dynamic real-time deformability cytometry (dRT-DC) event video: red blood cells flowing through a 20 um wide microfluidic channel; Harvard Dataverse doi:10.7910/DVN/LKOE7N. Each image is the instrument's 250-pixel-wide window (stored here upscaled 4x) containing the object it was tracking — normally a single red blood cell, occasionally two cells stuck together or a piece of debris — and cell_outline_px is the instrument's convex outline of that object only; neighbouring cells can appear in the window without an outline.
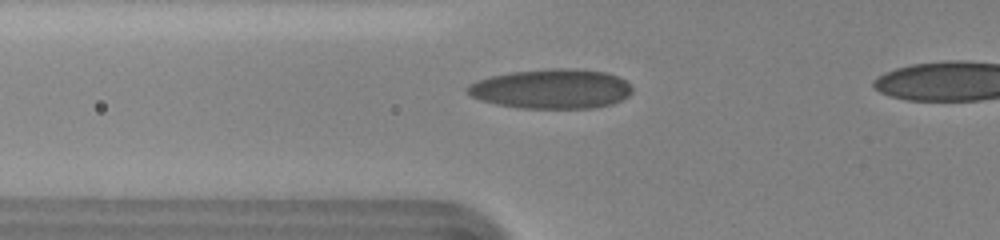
{"species": "human", "species_latin": "Homo sapiens", "temperature_condition": "cold", "stored_images_in_passage": 43, "camera_frame_rate_fps": 3000, "um_per_image_px": 0.085, "donor": {"sex": "female"}, "frame": {"image": 1, "passage_image": 12, "time_ms": 3.667, "image_size_px": [1000, 240], "cell_outline_px": [[632, 92], [628, 96], [612, 104], [592, 108], [520, 108], [496, 104], [480, 100], [472, 96], [464, 88], [468, 84], [492, 76], [512, 72], [548, 68], [576, 68], [604, 72], [616, 76], [632, 84]], "centroid_in_image_um": [46.89, 7.55], "position_along_channel_um": 78.9, "area_um2": 38.09}}
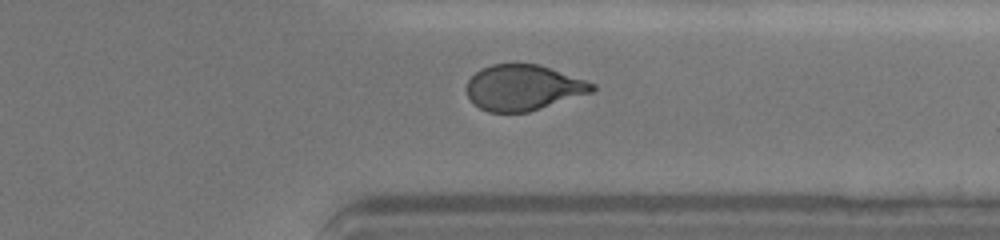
{"frame": {"image": 2, "passage_image": 36, "time_ms": 11.667, "image_size_px": [1000, 240], "cell_outline_px": [[596, 88], [592, 92], [528, 112], [488, 112], [480, 108], [468, 96], [464, 88], [468, 80], [476, 72], [492, 64], [540, 64], [596, 84]], "centroid_in_image_um": [44.47, 7.44], "position_along_channel_um": 366.9, "area_um2": 33.18}}